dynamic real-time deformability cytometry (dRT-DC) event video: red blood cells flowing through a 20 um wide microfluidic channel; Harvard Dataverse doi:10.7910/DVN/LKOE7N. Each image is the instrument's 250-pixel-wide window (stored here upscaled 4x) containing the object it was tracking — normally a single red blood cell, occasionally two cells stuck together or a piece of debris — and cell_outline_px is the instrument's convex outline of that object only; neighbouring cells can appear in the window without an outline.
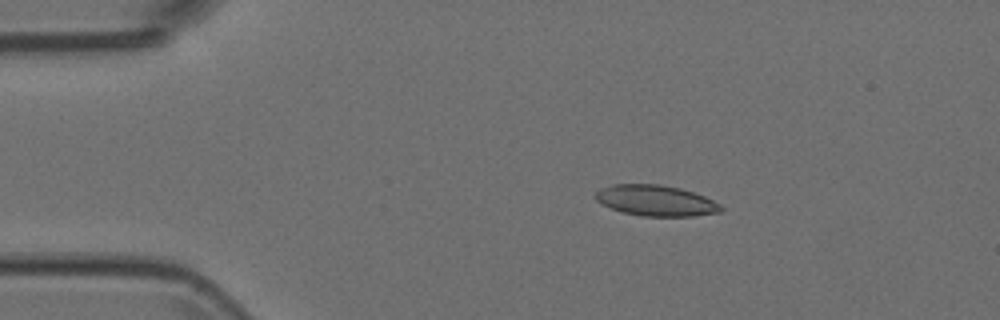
{"species": "Egyptian fruit bat (a non-hibernating species)", "species_latin": "Rousettus aegyptiacus", "temperature_condition": "room temperature", "stored_images_in_passage": 10, "camera_frame_rate_fps": 3000, "um_per_image_px": 0.085, "animal": {"sex": "female"}, "frame": {"image": 1, "passage_image": 3, "time_ms": 0.667, "image_size_px": [1000, 320], "cell_outline_px": [[724, 208], [720, 212], [692, 216], [644, 216], [624, 212], [600, 204], [596, 200], [596, 192], [600, 188], [612, 184], [660, 184], [680, 188], [704, 196], [720, 204]], "centroid_in_image_um": [55.74, 17.04], "position_along_channel_um": 29.3, "area_um2": 22.43}}
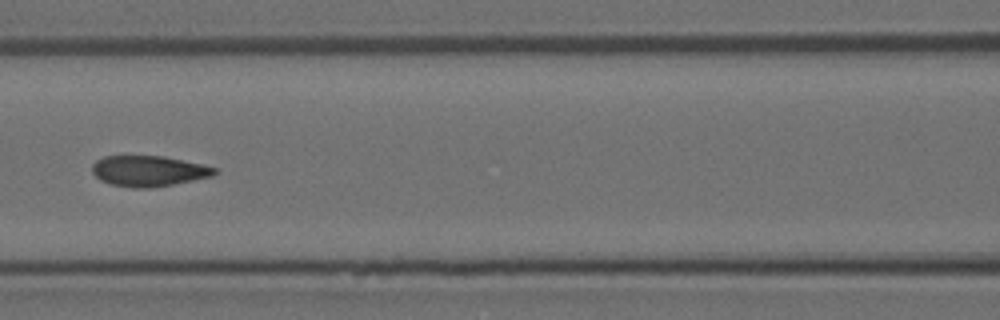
{"frame": {"image": 2, "passage_image": 7, "time_ms": 2.0, "image_size_px": [1000, 320], "cell_outline_px": [[216, 172], [212, 176], [172, 184], [148, 188], [132, 188], [112, 184], [100, 180], [92, 172], [92, 164], [96, 160], [104, 156], [164, 156], [200, 164], [216, 168]], "centroid_in_image_um": [12.58, 14.53], "position_along_channel_um": 154.0, "area_um2": 21.62}}
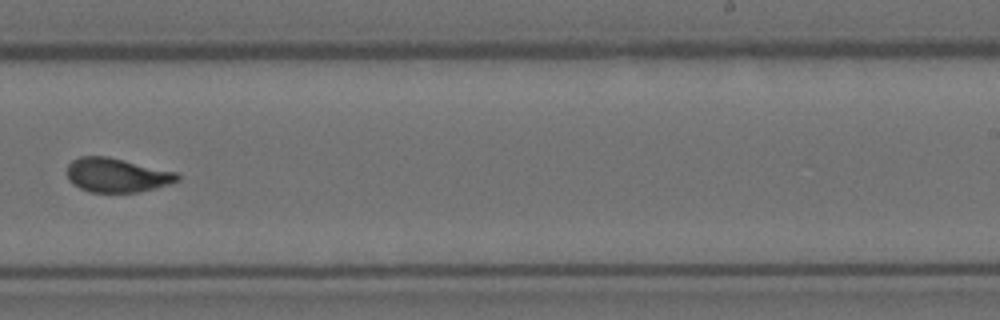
{"frame": {"image": 3, "passage_image": 10, "time_ms": 3.0, "image_size_px": [1000, 320], "cell_outline_px": [[180, 180], [156, 188], [140, 192], [92, 192], [80, 188], [72, 184], [68, 180], [68, 164], [72, 160], [80, 156], [108, 156], [176, 172], [180, 176]], "centroid_in_image_um": [9.93, 14.88], "position_along_channel_um": 279.1, "area_um2": 21.96}}